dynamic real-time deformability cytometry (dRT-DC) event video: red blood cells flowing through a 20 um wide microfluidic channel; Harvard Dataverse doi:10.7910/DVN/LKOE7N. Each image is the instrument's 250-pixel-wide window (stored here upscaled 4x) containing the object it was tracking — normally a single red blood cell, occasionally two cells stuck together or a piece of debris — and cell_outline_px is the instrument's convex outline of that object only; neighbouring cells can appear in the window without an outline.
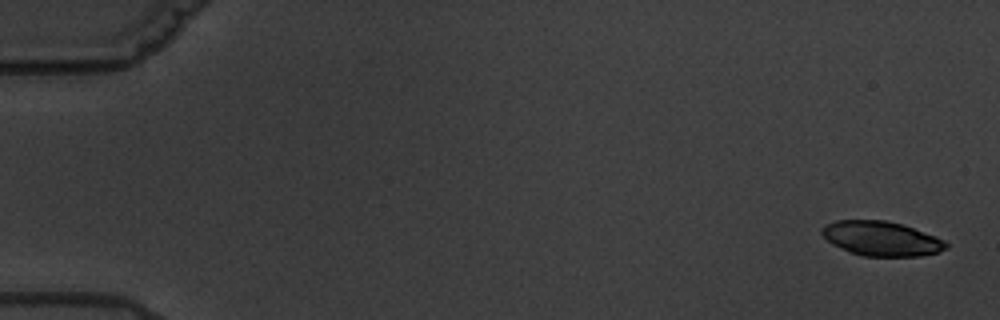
{"species": "common noctule bat (a hibernating species)", "species_latin": "Nyctalus noctula", "temperature_condition": "warm", "stored_images_in_passage": 5, "camera_frame_rate_fps": 3000, "um_per_image_px": 0.085, "animal": {"sex": "male", "body_mass_g": 19.5, "forearm_length_mm": 54.6}, "frame": {"image": 1, "passage_image": 1, "time_ms": 0.0, "image_size_px": [1000, 320], "cell_outline_px": [[948, 248], [936, 252], [920, 256], [860, 256], [848, 252], [832, 244], [820, 232], [820, 228], [824, 224], [836, 220], [888, 220], [936, 236], [944, 240], [948, 244]], "centroid_in_image_um": [74.87, 20.28], "position_along_channel_um": 10.1, "area_um2": 25.09}}
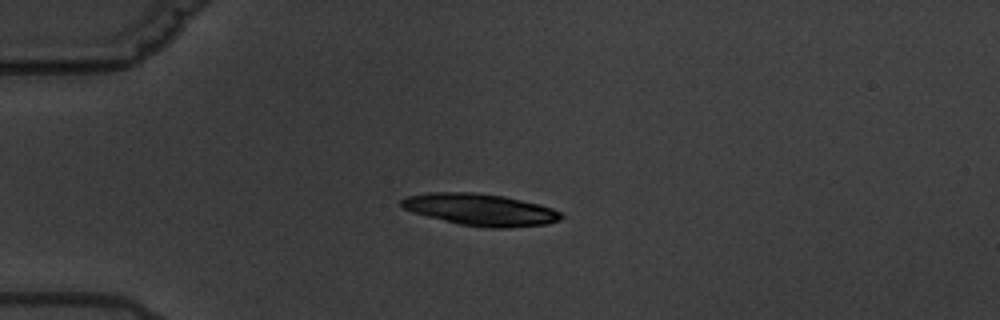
{"frame": {"image": 2, "passage_image": 5, "time_ms": 4.667, "image_size_px": [1000, 320], "cell_outline_px": [[564, 216], [560, 220], [548, 224], [508, 228], [488, 228], [460, 224], [412, 212], [404, 208], [400, 204], [400, 200], [408, 196], [428, 192], [476, 192], [504, 196], [540, 204], [552, 208], [560, 212]], "centroid_in_image_um": [40.87, 17.81], "position_along_channel_um": 44.1, "area_um2": 29.71}}